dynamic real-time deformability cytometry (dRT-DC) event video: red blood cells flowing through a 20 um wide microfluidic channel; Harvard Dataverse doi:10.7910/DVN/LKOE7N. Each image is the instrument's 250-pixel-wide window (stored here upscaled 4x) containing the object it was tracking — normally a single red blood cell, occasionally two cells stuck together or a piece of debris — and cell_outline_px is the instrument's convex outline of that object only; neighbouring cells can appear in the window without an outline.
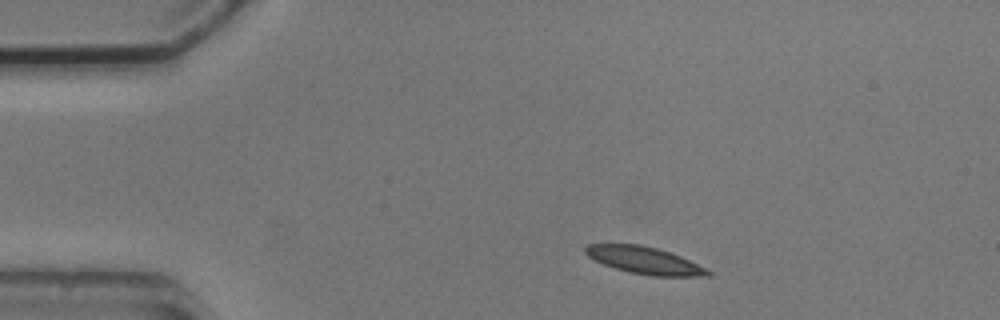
{"species": "common noctule bat (a hibernating species)", "species_latin": "Nyctalus noctula", "temperature_condition": "cold", "stored_images_in_passage": 3, "camera_frame_rate_fps": 3000, "um_per_image_px": 0.085, "animal": {"sex": "male", "body_mass_g": 20.5, "forearm_length_mm": 52.5}, "frame": {"image": 1, "passage_image": 1, "time_ms": 0.0, "image_size_px": [1000, 320], "cell_outline_px": [[712, 276], [652, 276], [628, 272], [604, 264], [588, 256], [584, 252], [584, 248], [588, 244], [640, 244], [656, 248], [680, 256], [712, 272]], "centroid_in_image_um": [54.76, 22.13], "position_along_channel_um": 30.2, "area_um2": 19.07}}
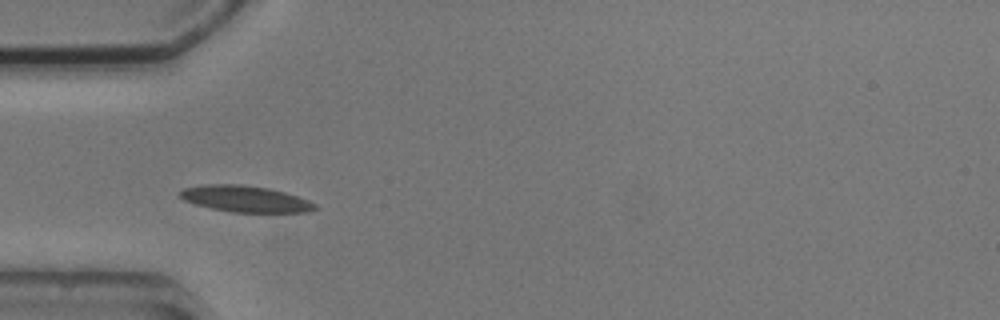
{"frame": {"image": 2, "passage_image": 3, "time_ms": 2.333, "image_size_px": [1000, 320], "cell_outline_px": [[320, 208], [308, 212], [232, 212], [212, 208], [196, 204], [184, 200], [180, 196], [180, 192], [184, 188], [204, 184], [240, 184], [268, 188], [284, 192], [308, 200], [316, 204]], "centroid_in_image_um": [20.88, 16.9], "position_along_channel_um": 64.1, "area_um2": 20.58}}